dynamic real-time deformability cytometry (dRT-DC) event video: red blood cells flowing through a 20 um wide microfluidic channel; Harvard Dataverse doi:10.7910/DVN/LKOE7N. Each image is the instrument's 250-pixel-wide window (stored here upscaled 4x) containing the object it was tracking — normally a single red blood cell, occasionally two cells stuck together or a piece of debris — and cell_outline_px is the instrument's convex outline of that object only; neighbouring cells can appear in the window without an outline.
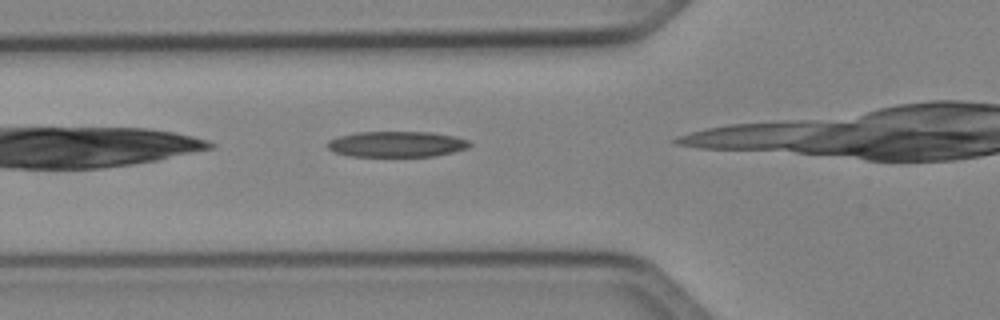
{"species": "Egyptian fruit bat (a non-hibernating species)", "species_latin": "Rousettus aegyptiacus", "temperature_condition": "cold", "stored_images_in_passage": 9, "camera_frame_rate_fps": 3000, "um_per_image_px": 0.085, "animal": {"sex": "female"}, "frame": {"image": 1, "passage_image": 3, "time_ms": 0.667, "image_size_px": [1000, 320], "cell_outline_px": [[472, 144], [468, 148], [436, 156], [348, 156], [336, 152], [328, 148], [328, 140], [340, 136], [356, 132], [432, 132], [456, 136], [468, 140]], "centroid_in_image_um": [33.76, 12.25], "position_along_channel_um": 92.0, "area_um2": 21.33}}